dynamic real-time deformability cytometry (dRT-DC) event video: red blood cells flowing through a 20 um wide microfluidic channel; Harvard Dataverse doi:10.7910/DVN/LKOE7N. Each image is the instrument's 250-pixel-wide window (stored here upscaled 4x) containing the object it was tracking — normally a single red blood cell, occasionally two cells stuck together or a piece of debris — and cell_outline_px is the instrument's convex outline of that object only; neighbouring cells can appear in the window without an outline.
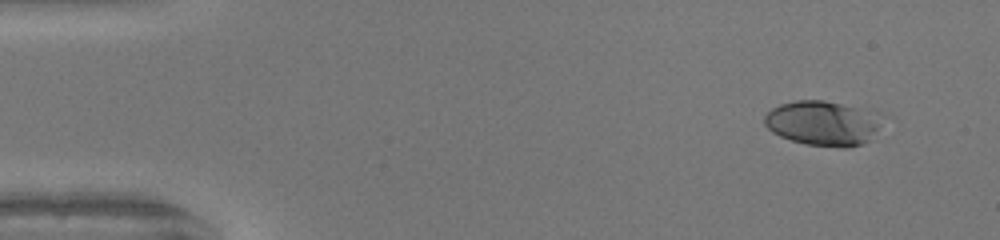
{"species": "human", "species_latin": "Homo sapiens", "temperature_condition": "warm", "stored_images_in_passage": 47, "camera_frame_rate_fps": 3000, "um_per_image_px": 0.085, "donor": {"sex": "female"}, "frame": {"image": 1, "passage_image": 1, "time_ms": 0.0, "image_size_px": [1000, 240], "cell_outline_px": [[884, 116], [868, 140], [860, 144], [848, 148], [844, 148], [808, 144], [792, 140], [780, 136], [772, 132], [764, 124], [764, 116], [772, 108], [780, 104], [796, 100], [824, 100], [876, 112]], "centroid_in_image_um": [69.91, 10.46], "position_along_channel_um": 15.1, "area_um2": 30.4}}
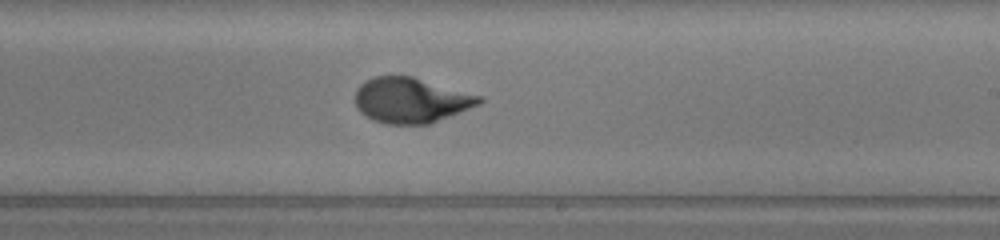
{"frame": {"image": 2, "passage_image": 27, "time_ms": 8.667, "image_size_px": [1000, 240], "cell_outline_px": [[484, 100], [480, 104], [432, 124], [384, 124], [372, 120], [364, 116], [356, 108], [356, 88], [360, 84], [376, 76], [412, 76], [484, 96]], "centroid_in_image_um": [34.96, 8.54], "position_along_channel_um": 254.0, "area_um2": 33.12}}
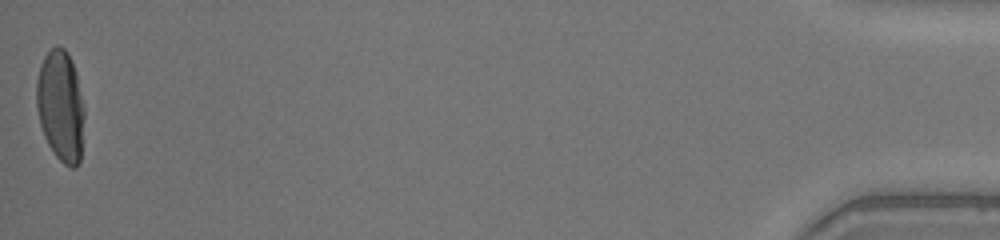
{"frame": {"image": 3, "passage_image": 47, "time_ms": 15.333, "image_size_px": [1000, 240], "cell_outline_px": [[84, 116], [80, 160], [76, 168], [72, 168], [64, 164], [56, 156], [48, 144], [44, 136], [40, 124], [36, 104], [36, 80], [40, 64], [44, 56], [56, 44], [64, 48], [68, 52], [76, 72], [84, 108]], "centroid_in_image_um": [5.14, 8.99], "position_along_channel_um": 430.1, "area_um2": 31.15}, "authors_computed_cell_mechanics": {"area_um2": 31.3276, "velocity_mm_per_s": 4.1654, "shape_relaxation_time_tau1_ms": 4.3863, "shape_relaxation_time_tau2_ms": null, "deformation_change_tau1": 0.2249, "deformation_change_tau2": null}}